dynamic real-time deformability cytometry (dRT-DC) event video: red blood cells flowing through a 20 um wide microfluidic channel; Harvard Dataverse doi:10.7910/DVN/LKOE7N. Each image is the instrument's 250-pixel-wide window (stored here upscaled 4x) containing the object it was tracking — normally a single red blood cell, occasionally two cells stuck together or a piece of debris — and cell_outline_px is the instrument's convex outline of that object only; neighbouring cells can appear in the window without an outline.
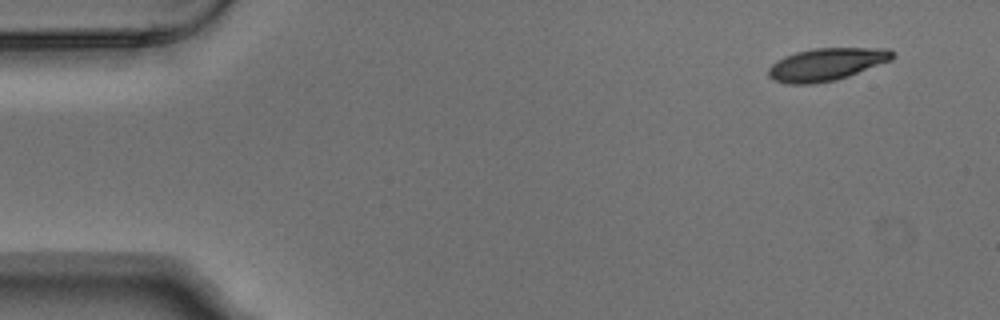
{"species": "Egyptian fruit bat (a non-hibernating species)", "species_latin": "Rousettus aegyptiacus", "temperature_condition": "warm", "stored_images_in_passage": 6, "camera_frame_rate_fps": 3000, "um_per_image_px": 0.085, "animal": {"sex": "male"}, "frame": {"image": 1, "passage_image": 1, "time_ms": 0.0, "image_size_px": [1000, 320], "cell_outline_px": [[896, 56], [892, 60], [848, 76], [836, 80], [812, 84], [788, 84], [772, 80], [768, 76], [768, 68], [776, 60], [784, 56], [796, 52], [812, 48], [888, 48]], "centroid_in_image_um": [70.22, 5.47], "position_along_channel_um": 14.8, "area_um2": 23.7}}
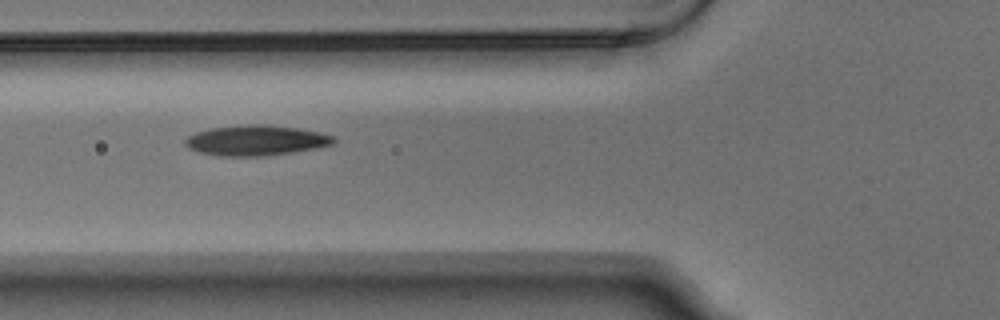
{"frame": {"image": 2, "passage_image": 5, "time_ms": 1.333, "image_size_px": [1000, 320], "cell_outline_px": [[336, 140], [332, 144], [316, 148], [268, 156], [216, 156], [200, 152], [188, 148], [184, 144], [184, 140], [188, 136], [196, 132], [208, 128], [248, 124], [264, 124], [296, 128], [316, 132], [332, 136]], "centroid_in_image_um": [21.69, 11.94], "position_along_channel_um": 104.1, "area_um2": 26.18}}
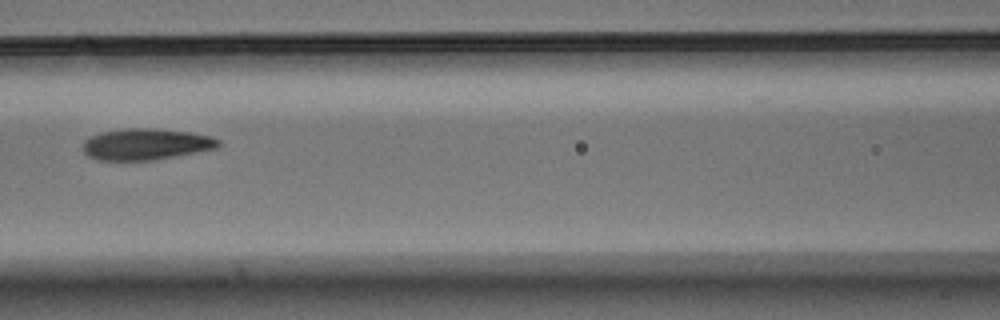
{"frame": {"image": 3, "passage_image": 6, "time_ms": 1.667, "image_size_px": [1000, 320], "cell_outline_px": [[220, 144], [216, 148], [156, 160], [96, 160], [88, 156], [84, 152], [84, 140], [100, 132], [124, 128], [156, 128], [188, 132], [212, 136], [220, 140]], "centroid_in_image_um": [12.4, 12.25], "position_along_channel_um": 154.2, "area_um2": 24.8}}